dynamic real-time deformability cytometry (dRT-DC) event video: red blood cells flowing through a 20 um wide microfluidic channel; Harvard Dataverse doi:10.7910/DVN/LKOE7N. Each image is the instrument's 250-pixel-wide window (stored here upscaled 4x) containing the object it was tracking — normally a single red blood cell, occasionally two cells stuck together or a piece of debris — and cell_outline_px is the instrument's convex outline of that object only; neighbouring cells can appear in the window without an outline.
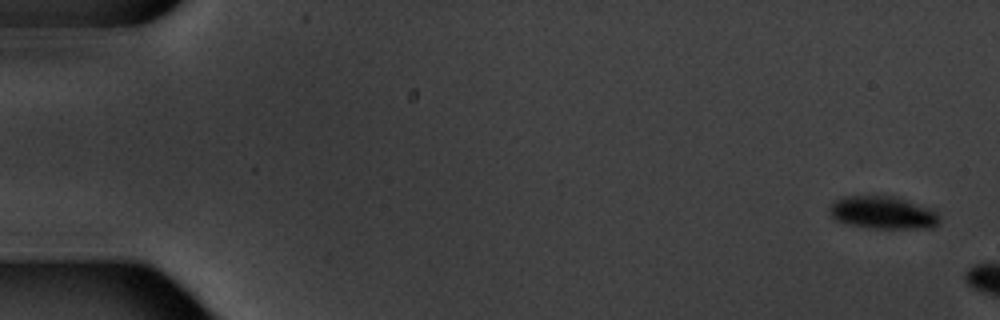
{"species": "common noctule bat (a hibernating species)", "species_latin": "Nyctalus noctula", "temperature_condition": "warm", "stored_images_in_passage": 3, "camera_frame_rate_fps": 3000, "um_per_image_px": 0.085, "animal": {"sex": "male", "body_mass_g": 20.1, "forearm_length_mm": 53.5}, "frame": {"image": 1, "passage_image": 1, "time_ms": 0.0, "image_size_px": [1000, 320], "cell_outline_px": [[940, 220], [932, 228], [864, 228], [848, 224], [836, 220], [832, 216], [828, 208], [832, 200], [840, 196], [892, 196], [932, 208], [940, 216]], "centroid_in_image_um": [75.0, 18.07], "position_along_channel_um": 10.0, "area_um2": 21.15}}